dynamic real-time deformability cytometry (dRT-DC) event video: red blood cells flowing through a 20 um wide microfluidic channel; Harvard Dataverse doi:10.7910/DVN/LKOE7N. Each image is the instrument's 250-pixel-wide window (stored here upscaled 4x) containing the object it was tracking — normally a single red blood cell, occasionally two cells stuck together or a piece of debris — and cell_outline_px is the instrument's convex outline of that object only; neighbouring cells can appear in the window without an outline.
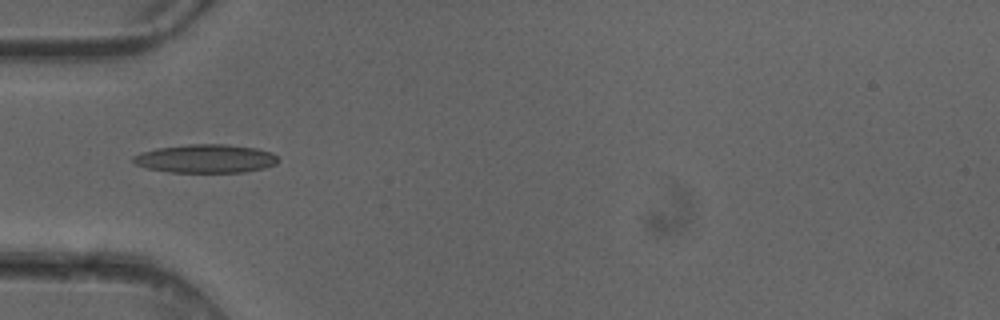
{"species": "common noctule bat (a hibernating species)", "species_latin": "Nyctalus noctula", "temperature_condition": "cold", "stored_images_in_passage": 3, "camera_frame_rate_fps": 3000, "um_per_image_px": 0.085, "animal": {"sex": "female"}, "frame": {"image": 1, "passage_image": 3, "time_ms": 0.667, "image_size_px": [1000, 320], "cell_outline_px": [[280, 160], [276, 164], [264, 168], [244, 172], [168, 172], [148, 168], [136, 164], [132, 160], [132, 156], [140, 152], [156, 148], [188, 144], [228, 144], [256, 148], [272, 152]], "centroid_in_image_um": [17.49, 13.48], "position_along_channel_um": 67.5, "area_um2": 24.22}}